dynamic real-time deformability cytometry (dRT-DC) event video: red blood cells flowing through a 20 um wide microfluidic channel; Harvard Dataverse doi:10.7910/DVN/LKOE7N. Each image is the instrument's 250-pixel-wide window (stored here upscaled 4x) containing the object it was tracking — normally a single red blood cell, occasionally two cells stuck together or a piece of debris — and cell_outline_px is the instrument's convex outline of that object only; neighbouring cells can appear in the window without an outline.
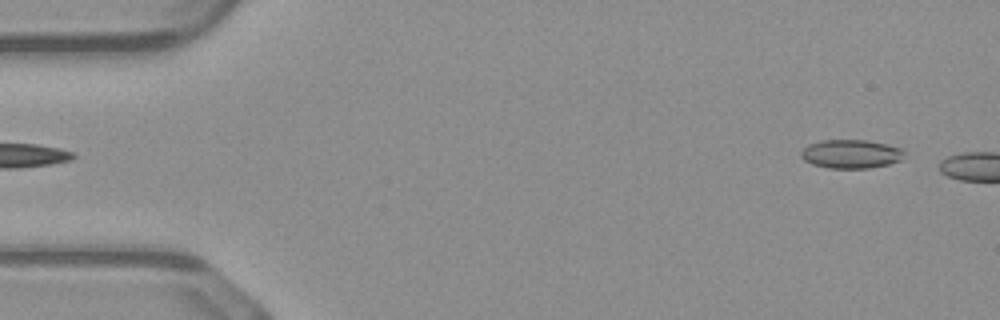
{"species": "common noctule bat (a hibernating species)", "species_latin": "Nyctalus noctula", "temperature_condition": "warm", "stored_images_in_passage": 6, "camera_frame_rate_fps": 3000, "um_per_image_px": 0.085, "animal": {"sex": "male", "body_mass_g": 23.1, "forearm_length_mm": 52.7}, "frame": {"image": 1, "passage_image": 3, "time_ms": 0.667, "image_size_px": [1000, 320], "cell_outline_px": [[904, 152], [900, 160], [888, 164], [868, 168], [828, 168], [812, 164], [804, 160], [800, 156], [800, 152], [808, 144], [820, 140], [864, 140], [888, 144], [900, 148]], "centroid_in_image_um": [72.29, 13.08], "position_along_channel_um": 12.7, "area_um2": 17.22}}